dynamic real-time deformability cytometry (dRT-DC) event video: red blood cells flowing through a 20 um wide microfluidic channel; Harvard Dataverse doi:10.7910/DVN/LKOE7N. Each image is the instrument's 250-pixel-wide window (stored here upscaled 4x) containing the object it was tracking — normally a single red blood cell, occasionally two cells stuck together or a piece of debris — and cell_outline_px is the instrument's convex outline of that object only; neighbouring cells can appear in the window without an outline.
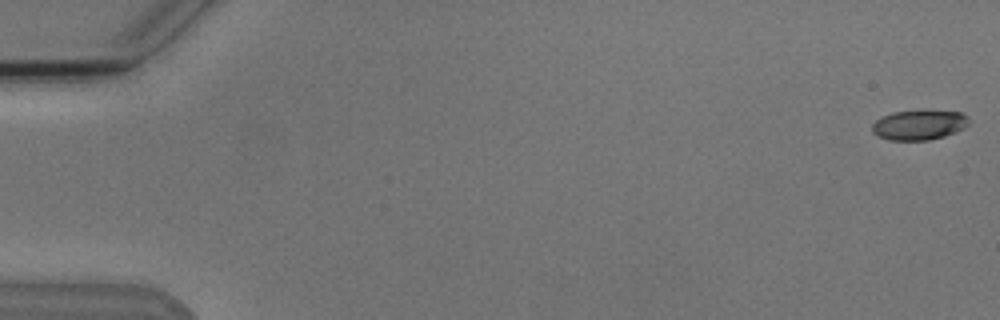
{"species": "Egyptian fruit bat (a non-hibernating species)", "species_latin": "Rousettus aegyptiacus", "temperature_condition": "cold", "stored_images_in_passage": 6, "camera_frame_rate_fps": 3000, "um_per_image_px": 0.085, "animal": {"sex": "male"}, "frame": {"image": 1, "passage_image": 1, "time_ms": 0.0, "image_size_px": [1000, 320], "cell_outline_px": [[968, 124], [964, 128], [944, 136], [928, 140], [888, 140], [872, 132], [872, 124], [876, 120], [892, 112], [960, 112], [968, 116]], "centroid_in_image_um": [78.1, 10.64], "position_along_channel_um": 6.9, "area_um2": 16.3}}
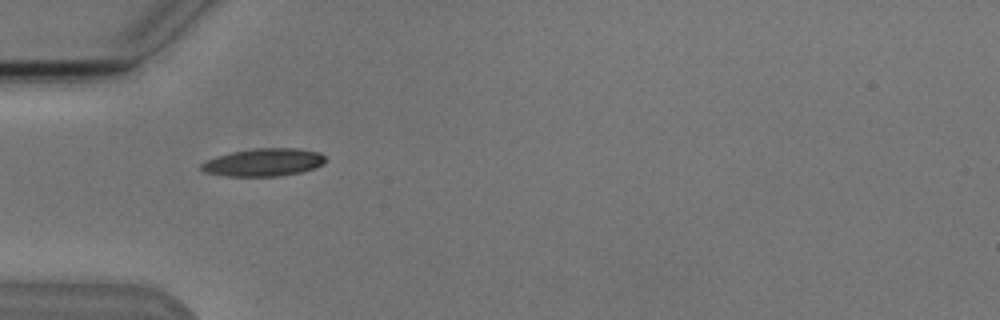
{"frame": {"image": 2, "passage_image": 5, "time_ms": 5.667, "image_size_px": [1000, 320], "cell_outline_px": [[328, 160], [324, 164], [300, 172], [276, 176], [228, 176], [204, 172], [200, 168], [200, 164], [216, 156], [232, 152], [252, 148], [296, 148], [320, 152]], "centroid_in_image_um": [22.42, 13.79], "position_along_channel_um": 62.6, "area_um2": 20.06}}